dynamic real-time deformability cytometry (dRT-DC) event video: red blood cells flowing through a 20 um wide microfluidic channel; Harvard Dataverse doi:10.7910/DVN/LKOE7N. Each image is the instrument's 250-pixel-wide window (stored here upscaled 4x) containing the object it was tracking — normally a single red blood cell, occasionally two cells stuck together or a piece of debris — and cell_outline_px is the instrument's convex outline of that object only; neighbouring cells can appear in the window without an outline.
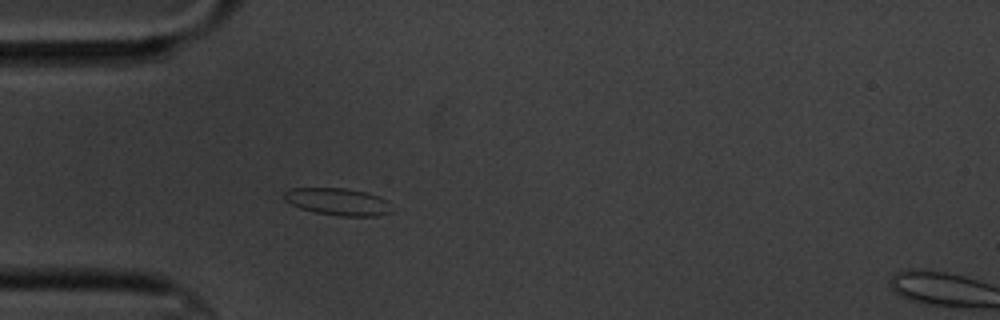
{"species": "common noctule bat (a hibernating species)", "species_latin": "Nyctalus noctula", "temperature_condition": "cold", "stored_images_in_passage": 4, "camera_frame_rate_fps": 3000, "um_per_image_px": 0.085, "animal": {"sex": "male", "body_mass_g": 20.1, "forearm_length_mm": 53.5}, "frame": {"image": 1, "passage_image": 4, "time_ms": 4.333, "image_size_px": [1000, 320], "cell_outline_px": [[392, 212], [376, 216], [340, 216], [316, 212], [300, 208], [284, 200], [284, 192], [292, 188], [344, 188], [364, 192], [388, 200]], "centroid_in_image_um": [28.72, 17.15], "position_along_channel_um": 56.3, "area_um2": 16.88}}